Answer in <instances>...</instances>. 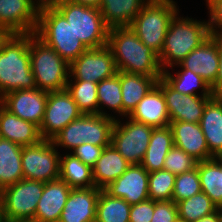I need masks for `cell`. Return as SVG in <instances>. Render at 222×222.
Returning <instances> with one entry per match:
<instances>
[{"label":"cell","mask_w":222,"mask_h":222,"mask_svg":"<svg viewBox=\"0 0 222 222\" xmlns=\"http://www.w3.org/2000/svg\"><path fill=\"white\" fill-rule=\"evenodd\" d=\"M107 45L118 71L154 77L156 80L162 77L158 54L145 45L130 26L109 29Z\"/></svg>","instance_id":"1"},{"label":"cell","mask_w":222,"mask_h":222,"mask_svg":"<svg viewBox=\"0 0 222 222\" xmlns=\"http://www.w3.org/2000/svg\"><path fill=\"white\" fill-rule=\"evenodd\" d=\"M30 33L11 34L0 49V99L16 90L36 89L30 63Z\"/></svg>","instance_id":"2"},{"label":"cell","mask_w":222,"mask_h":222,"mask_svg":"<svg viewBox=\"0 0 222 222\" xmlns=\"http://www.w3.org/2000/svg\"><path fill=\"white\" fill-rule=\"evenodd\" d=\"M170 21L164 45L159 56L162 70L178 65L191 51L197 48L209 36L207 21H198L178 16Z\"/></svg>","instance_id":"3"},{"label":"cell","mask_w":222,"mask_h":222,"mask_svg":"<svg viewBox=\"0 0 222 222\" xmlns=\"http://www.w3.org/2000/svg\"><path fill=\"white\" fill-rule=\"evenodd\" d=\"M35 35L69 65L87 50L65 17L51 3L39 6Z\"/></svg>","instance_id":"4"},{"label":"cell","mask_w":222,"mask_h":222,"mask_svg":"<svg viewBox=\"0 0 222 222\" xmlns=\"http://www.w3.org/2000/svg\"><path fill=\"white\" fill-rule=\"evenodd\" d=\"M51 4L65 17L75 36L87 49L107 45L109 28L98 8L70 0H52Z\"/></svg>","instance_id":"5"},{"label":"cell","mask_w":222,"mask_h":222,"mask_svg":"<svg viewBox=\"0 0 222 222\" xmlns=\"http://www.w3.org/2000/svg\"><path fill=\"white\" fill-rule=\"evenodd\" d=\"M29 49L36 88L47 92L66 89L70 65L35 33H30Z\"/></svg>","instance_id":"6"},{"label":"cell","mask_w":222,"mask_h":222,"mask_svg":"<svg viewBox=\"0 0 222 222\" xmlns=\"http://www.w3.org/2000/svg\"><path fill=\"white\" fill-rule=\"evenodd\" d=\"M173 0H149L130 24L137 37L158 55L170 21L179 12Z\"/></svg>","instance_id":"7"},{"label":"cell","mask_w":222,"mask_h":222,"mask_svg":"<svg viewBox=\"0 0 222 222\" xmlns=\"http://www.w3.org/2000/svg\"><path fill=\"white\" fill-rule=\"evenodd\" d=\"M115 119L113 115L82 114L63 128L52 139V142L55 147L60 146L68 150H73L83 143L109 146Z\"/></svg>","instance_id":"8"},{"label":"cell","mask_w":222,"mask_h":222,"mask_svg":"<svg viewBox=\"0 0 222 222\" xmlns=\"http://www.w3.org/2000/svg\"><path fill=\"white\" fill-rule=\"evenodd\" d=\"M44 182L22 179L0 191L4 220H34L37 204L42 196Z\"/></svg>","instance_id":"9"},{"label":"cell","mask_w":222,"mask_h":222,"mask_svg":"<svg viewBox=\"0 0 222 222\" xmlns=\"http://www.w3.org/2000/svg\"><path fill=\"white\" fill-rule=\"evenodd\" d=\"M52 140L23 146L21 152L24 179L48 182L59 179L60 154Z\"/></svg>","instance_id":"10"},{"label":"cell","mask_w":222,"mask_h":222,"mask_svg":"<svg viewBox=\"0 0 222 222\" xmlns=\"http://www.w3.org/2000/svg\"><path fill=\"white\" fill-rule=\"evenodd\" d=\"M119 120L115 119L112 128L111 144L131 165L140 164L148 148L154 127L131 118L125 124Z\"/></svg>","instance_id":"11"},{"label":"cell","mask_w":222,"mask_h":222,"mask_svg":"<svg viewBox=\"0 0 222 222\" xmlns=\"http://www.w3.org/2000/svg\"><path fill=\"white\" fill-rule=\"evenodd\" d=\"M117 72L115 59L108 45L87 49L69 67L71 80L94 83L112 77Z\"/></svg>","instance_id":"12"},{"label":"cell","mask_w":222,"mask_h":222,"mask_svg":"<svg viewBox=\"0 0 222 222\" xmlns=\"http://www.w3.org/2000/svg\"><path fill=\"white\" fill-rule=\"evenodd\" d=\"M83 113L67 89L48 92L44 118L40 125L43 140H52L71 121Z\"/></svg>","instance_id":"13"},{"label":"cell","mask_w":222,"mask_h":222,"mask_svg":"<svg viewBox=\"0 0 222 222\" xmlns=\"http://www.w3.org/2000/svg\"><path fill=\"white\" fill-rule=\"evenodd\" d=\"M156 85L162 90L171 121L200 123L204 108L212 97L186 95L175 90L163 77Z\"/></svg>","instance_id":"14"},{"label":"cell","mask_w":222,"mask_h":222,"mask_svg":"<svg viewBox=\"0 0 222 222\" xmlns=\"http://www.w3.org/2000/svg\"><path fill=\"white\" fill-rule=\"evenodd\" d=\"M48 92L39 89L16 90L7 93L0 103L11 113L40 128L44 118Z\"/></svg>","instance_id":"15"},{"label":"cell","mask_w":222,"mask_h":222,"mask_svg":"<svg viewBox=\"0 0 222 222\" xmlns=\"http://www.w3.org/2000/svg\"><path fill=\"white\" fill-rule=\"evenodd\" d=\"M34 0H0V25L11 34L35 33L39 4Z\"/></svg>","instance_id":"16"},{"label":"cell","mask_w":222,"mask_h":222,"mask_svg":"<svg viewBox=\"0 0 222 222\" xmlns=\"http://www.w3.org/2000/svg\"><path fill=\"white\" fill-rule=\"evenodd\" d=\"M148 181L149 173L142 165L132 164L104 190L111 196L122 198L133 205L149 199Z\"/></svg>","instance_id":"17"},{"label":"cell","mask_w":222,"mask_h":222,"mask_svg":"<svg viewBox=\"0 0 222 222\" xmlns=\"http://www.w3.org/2000/svg\"><path fill=\"white\" fill-rule=\"evenodd\" d=\"M202 77L210 86L216 81L219 58L215 36H209L197 48L191 51L179 64Z\"/></svg>","instance_id":"18"},{"label":"cell","mask_w":222,"mask_h":222,"mask_svg":"<svg viewBox=\"0 0 222 222\" xmlns=\"http://www.w3.org/2000/svg\"><path fill=\"white\" fill-rule=\"evenodd\" d=\"M100 191L96 187L72 188L59 222H95Z\"/></svg>","instance_id":"19"},{"label":"cell","mask_w":222,"mask_h":222,"mask_svg":"<svg viewBox=\"0 0 222 222\" xmlns=\"http://www.w3.org/2000/svg\"><path fill=\"white\" fill-rule=\"evenodd\" d=\"M169 126L175 147L182 149L198 162L214 158L209 152L200 123L171 121Z\"/></svg>","instance_id":"20"},{"label":"cell","mask_w":222,"mask_h":222,"mask_svg":"<svg viewBox=\"0 0 222 222\" xmlns=\"http://www.w3.org/2000/svg\"><path fill=\"white\" fill-rule=\"evenodd\" d=\"M71 187L61 179L44 183L41 198L35 212V222H59L61 212L71 191Z\"/></svg>","instance_id":"21"},{"label":"cell","mask_w":222,"mask_h":222,"mask_svg":"<svg viewBox=\"0 0 222 222\" xmlns=\"http://www.w3.org/2000/svg\"><path fill=\"white\" fill-rule=\"evenodd\" d=\"M0 137L21 146H33L43 140L37 125L17 117L1 103Z\"/></svg>","instance_id":"22"},{"label":"cell","mask_w":222,"mask_h":222,"mask_svg":"<svg viewBox=\"0 0 222 222\" xmlns=\"http://www.w3.org/2000/svg\"><path fill=\"white\" fill-rule=\"evenodd\" d=\"M128 118L154 128L168 126L170 118L162 90L155 85L140 100Z\"/></svg>","instance_id":"23"},{"label":"cell","mask_w":222,"mask_h":222,"mask_svg":"<svg viewBox=\"0 0 222 222\" xmlns=\"http://www.w3.org/2000/svg\"><path fill=\"white\" fill-rule=\"evenodd\" d=\"M131 164L110 144L103 151L92 167V176L96 188L104 189L119 178Z\"/></svg>","instance_id":"24"},{"label":"cell","mask_w":222,"mask_h":222,"mask_svg":"<svg viewBox=\"0 0 222 222\" xmlns=\"http://www.w3.org/2000/svg\"><path fill=\"white\" fill-rule=\"evenodd\" d=\"M209 152L222 157V96H213L206 104L200 121Z\"/></svg>","instance_id":"25"},{"label":"cell","mask_w":222,"mask_h":222,"mask_svg":"<svg viewBox=\"0 0 222 222\" xmlns=\"http://www.w3.org/2000/svg\"><path fill=\"white\" fill-rule=\"evenodd\" d=\"M156 83L154 77L120 71L122 117L127 118Z\"/></svg>","instance_id":"26"},{"label":"cell","mask_w":222,"mask_h":222,"mask_svg":"<svg viewBox=\"0 0 222 222\" xmlns=\"http://www.w3.org/2000/svg\"><path fill=\"white\" fill-rule=\"evenodd\" d=\"M149 0H101L100 8L109 28L128 27Z\"/></svg>","instance_id":"27"},{"label":"cell","mask_w":222,"mask_h":222,"mask_svg":"<svg viewBox=\"0 0 222 222\" xmlns=\"http://www.w3.org/2000/svg\"><path fill=\"white\" fill-rule=\"evenodd\" d=\"M173 146V134L169 125L153 128L148 148L140 164L148 173L163 170L165 157Z\"/></svg>","instance_id":"28"},{"label":"cell","mask_w":222,"mask_h":222,"mask_svg":"<svg viewBox=\"0 0 222 222\" xmlns=\"http://www.w3.org/2000/svg\"><path fill=\"white\" fill-rule=\"evenodd\" d=\"M19 144L0 137V191L24 179Z\"/></svg>","instance_id":"29"},{"label":"cell","mask_w":222,"mask_h":222,"mask_svg":"<svg viewBox=\"0 0 222 222\" xmlns=\"http://www.w3.org/2000/svg\"><path fill=\"white\" fill-rule=\"evenodd\" d=\"M199 173L201 189L219 206L222 204V157H214L199 161L196 165Z\"/></svg>","instance_id":"30"},{"label":"cell","mask_w":222,"mask_h":222,"mask_svg":"<svg viewBox=\"0 0 222 222\" xmlns=\"http://www.w3.org/2000/svg\"><path fill=\"white\" fill-rule=\"evenodd\" d=\"M59 179L65 181L71 188L95 187L92 168L72 153L60 156Z\"/></svg>","instance_id":"31"},{"label":"cell","mask_w":222,"mask_h":222,"mask_svg":"<svg viewBox=\"0 0 222 222\" xmlns=\"http://www.w3.org/2000/svg\"><path fill=\"white\" fill-rule=\"evenodd\" d=\"M131 205L101 189L97 199L95 222H129Z\"/></svg>","instance_id":"32"},{"label":"cell","mask_w":222,"mask_h":222,"mask_svg":"<svg viewBox=\"0 0 222 222\" xmlns=\"http://www.w3.org/2000/svg\"><path fill=\"white\" fill-rule=\"evenodd\" d=\"M171 75V72L164 70L162 77L178 92L186 95H198L196 89H202V96L213 97L210 85L199 75L189 69H181L180 72Z\"/></svg>","instance_id":"33"},{"label":"cell","mask_w":222,"mask_h":222,"mask_svg":"<svg viewBox=\"0 0 222 222\" xmlns=\"http://www.w3.org/2000/svg\"><path fill=\"white\" fill-rule=\"evenodd\" d=\"M98 97V114L103 116H111L103 112V107L106 106L110 110H115L122 116V97L120 84V71L112 77L106 78L97 84ZM102 110V111H101Z\"/></svg>","instance_id":"34"},{"label":"cell","mask_w":222,"mask_h":222,"mask_svg":"<svg viewBox=\"0 0 222 222\" xmlns=\"http://www.w3.org/2000/svg\"><path fill=\"white\" fill-rule=\"evenodd\" d=\"M97 84L68 79L66 89L83 114H98Z\"/></svg>","instance_id":"35"},{"label":"cell","mask_w":222,"mask_h":222,"mask_svg":"<svg viewBox=\"0 0 222 222\" xmlns=\"http://www.w3.org/2000/svg\"><path fill=\"white\" fill-rule=\"evenodd\" d=\"M177 207L179 220L183 222H195L217 211V206L203 191L178 202Z\"/></svg>","instance_id":"36"},{"label":"cell","mask_w":222,"mask_h":222,"mask_svg":"<svg viewBox=\"0 0 222 222\" xmlns=\"http://www.w3.org/2000/svg\"><path fill=\"white\" fill-rule=\"evenodd\" d=\"M175 177V174L164 169L149 173V199H152L153 201L172 200Z\"/></svg>","instance_id":"37"},{"label":"cell","mask_w":222,"mask_h":222,"mask_svg":"<svg viewBox=\"0 0 222 222\" xmlns=\"http://www.w3.org/2000/svg\"><path fill=\"white\" fill-rule=\"evenodd\" d=\"M201 191L199 173L196 167L189 172L176 175L172 200L177 204Z\"/></svg>","instance_id":"38"},{"label":"cell","mask_w":222,"mask_h":222,"mask_svg":"<svg viewBox=\"0 0 222 222\" xmlns=\"http://www.w3.org/2000/svg\"><path fill=\"white\" fill-rule=\"evenodd\" d=\"M198 161L182 149L173 146L165 157L163 169L175 175L196 168Z\"/></svg>","instance_id":"39"},{"label":"cell","mask_w":222,"mask_h":222,"mask_svg":"<svg viewBox=\"0 0 222 222\" xmlns=\"http://www.w3.org/2000/svg\"><path fill=\"white\" fill-rule=\"evenodd\" d=\"M179 220L178 207L173 201H154V213L150 222H176Z\"/></svg>","instance_id":"40"},{"label":"cell","mask_w":222,"mask_h":222,"mask_svg":"<svg viewBox=\"0 0 222 222\" xmlns=\"http://www.w3.org/2000/svg\"><path fill=\"white\" fill-rule=\"evenodd\" d=\"M210 19L207 21L211 36L222 35V0H206Z\"/></svg>","instance_id":"41"},{"label":"cell","mask_w":222,"mask_h":222,"mask_svg":"<svg viewBox=\"0 0 222 222\" xmlns=\"http://www.w3.org/2000/svg\"><path fill=\"white\" fill-rule=\"evenodd\" d=\"M104 147L106 146H96L90 143H83L82 145L73 149L72 154L81 160L84 164L92 168L99 159Z\"/></svg>","instance_id":"42"},{"label":"cell","mask_w":222,"mask_h":222,"mask_svg":"<svg viewBox=\"0 0 222 222\" xmlns=\"http://www.w3.org/2000/svg\"><path fill=\"white\" fill-rule=\"evenodd\" d=\"M154 213V201H146L131 205L129 222H150Z\"/></svg>","instance_id":"43"},{"label":"cell","mask_w":222,"mask_h":222,"mask_svg":"<svg viewBox=\"0 0 222 222\" xmlns=\"http://www.w3.org/2000/svg\"><path fill=\"white\" fill-rule=\"evenodd\" d=\"M217 43L219 67L216 81L210 86L215 96H222V35L215 36Z\"/></svg>","instance_id":"44"},{"label":"cell","mask_w":222,"mask_h":222,"mask_svg":"<svg viewBox=\"0 0 222 222\" xmlns=\"http://www.w3.org/2000/svg\"><path fill=\"white\" fill-rule=\"evenodd\" d=\"M74 3L82 4L89 7L100 8L101 0H70Z\"/></svg>","instance_id":"45"},{"label":"cell","mask_w":222,"mask_h":222,"mask_svg":"<svg viewBox=\"0 0 222 222\" xmlns=\"http://www.w3.org/2000/svg\"><path fill=\"white\" fill-rule=\"evenodd\" d=\"M195 222H220V220H219L218 213L216 211L213 214L200 218L199 220Z\"/></svg>","instance_id":"46"},{"label":"cell","mask_w":222,"mask_h":222,"mask_svg":"<svg viewBox=\"0 0 222 222\" xmlns=\"http://www.w3.org/2000/svg\"><path fill=\"white\" fill-rule=\"evenodd\" d=\"M11 33L3 26L0 25V49L3 43L10 37Z\"/></svg>","instance_id":"47"},{"label":"cell","mask_w":222,"mask_h":222,"mask_svg":"<svg viewBox=\"0 0 222 222\" xmlns=\"http://www.w3.org/2000/svg\"><path fill=\"white\" fill-rule=\"evenodd\" d=\"M217 213H218L220 222H222V204L217 206Z\"/></svg>","instance_id":"48"},{"label":"cell","mask_w":222,"mask_h":222,"mask_svg":"<svg viewBox=\"0 0 222 222\" xmlns=\"http://www.w3.org/2000/svg\"><path fill=\"white\" fill-rule=\"evenodd\" d=\"M36 1V0H35ZM52 0H37V3L39 5H44V4H48L51 3Z\"/></svg>","instance_id":"49"},{"label":"cell","mask_w":222,"mask_h":222,"mask_svg":"<svg viewBox=\"0 0 222 222\" xmlns=\"http://www.w3.org/2000/svg\"><path fill=\"white\" fill-rule=\"evenodd\" d=\"M0 222H4V217H3V212L1 208V203H0Z\"/></svg>","instance_id":"50"},{"label":"cell","mask_w":222,"mask_h":222,"mask_svg":"<svg viewBox=\"0 0 222 222\" xmlns=\"http://www.w3.org/2000/svg\"><path fill=\"white\" fill-rule=\"evenodd\" d=\"M4 222H24V221H6V220H4Z\"/></svg>","instance_id":"51"}]
</instances>
